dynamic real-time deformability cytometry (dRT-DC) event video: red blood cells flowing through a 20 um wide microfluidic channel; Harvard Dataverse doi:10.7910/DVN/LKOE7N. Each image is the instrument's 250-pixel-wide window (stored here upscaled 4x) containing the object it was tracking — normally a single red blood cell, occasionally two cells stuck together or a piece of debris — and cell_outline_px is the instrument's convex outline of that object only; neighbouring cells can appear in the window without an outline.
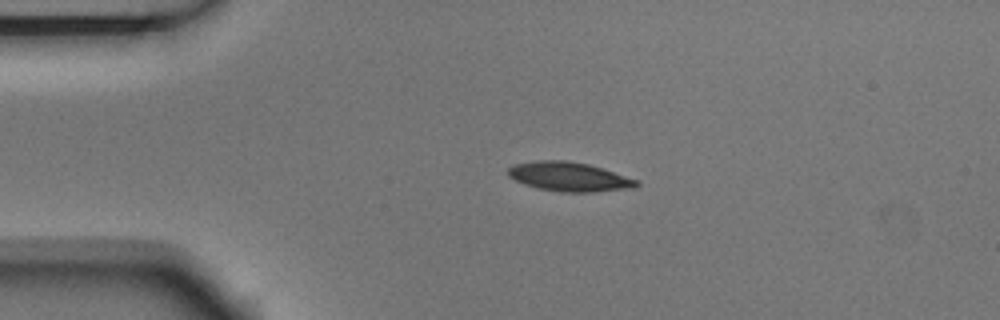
{"species": "Egyptian fruit bat (a non-hibernating species)", "species_latin": "Rousettus aegyptiacus", "temperature_condition": "room temperature", "stored_images_in_passage": 2, "camera_frame_rate_fps": 3000, "um_per_image_px": 0.085, "animal": {"sex": "male"}, "frame": {"image": 1, "passage_image": 1, "time_ms": 0.0, "image_size_px": [1000, 320], "cell_outline_px": [[640, 184], [632, 188], [592, 192], [560, 192], [540, 188], [524, 184], [508, 176], [508, 168], [512, 164], [536, 160], [568, 160], [588, 164], [640, 180]], "centroid_in_image_um": [48.38, 15.01], "position_along_channel_um": 36.6, "area_um2": 21.91}}